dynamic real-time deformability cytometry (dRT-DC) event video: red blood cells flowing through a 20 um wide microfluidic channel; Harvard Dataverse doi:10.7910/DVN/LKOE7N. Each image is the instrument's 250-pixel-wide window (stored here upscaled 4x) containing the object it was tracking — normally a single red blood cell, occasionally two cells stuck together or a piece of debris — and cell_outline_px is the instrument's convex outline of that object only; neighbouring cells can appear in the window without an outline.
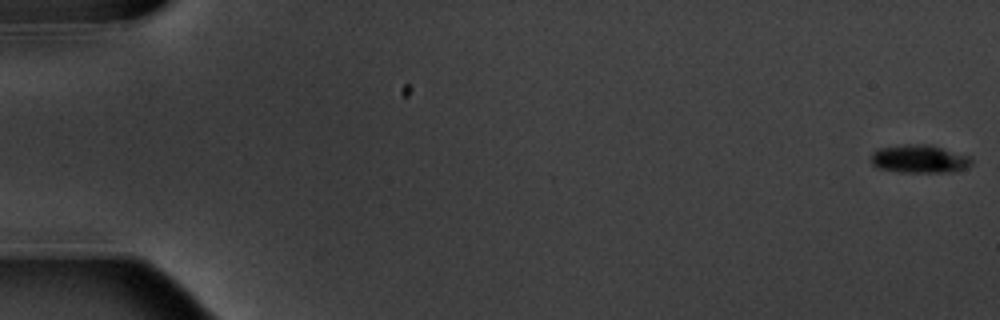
{"species": "common noctule bat (a hibernating species)", "species_latin": "Nyctalus noctula", "temperature_condition": "warm", "stored_images_in_passage": 7, "camera_frame_rate_fps": 3000, "um_per_image_px": 0.085, "animal": {"sex": "male", "body_mass_g": 20.1, "forearm_length_mm": 53.5}, "frame": {"image": 1, "passage_image": 1, "time_ms": 0.0, "image_size_px": [1000, 320], "cell_outline_px": [[972, 164], [968, 168], [952, 172], [900, 172], [880, 168], [872, 164], [872, 152], [880, 148], [904, 144], [928, 144], [972, 156]], "centroid_in_image_um": [78.21, 13.51], "position_along_channel_um": 6.8, "area_um2": 16.59}}
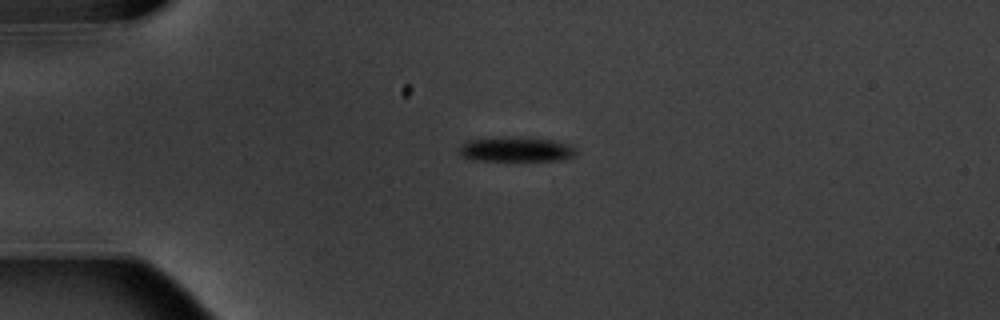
{"frame": {"image": 2, "passage_image": 5, "time_ms": 4.667, "image_size_px": [1000, 320], "cell_outline_px": [[576, 152], [572, 156], [564, 160], [472, 160], [464, 156], [460, 152], [460, 144], [468, 140], [496, 136], [528, 136], [552, 140], [568, 144], [576, 148]], "centroid_in_image_um": [43.86, 12.66], "position_along_channel_um": 41.1, "area_um2": 17.17}}